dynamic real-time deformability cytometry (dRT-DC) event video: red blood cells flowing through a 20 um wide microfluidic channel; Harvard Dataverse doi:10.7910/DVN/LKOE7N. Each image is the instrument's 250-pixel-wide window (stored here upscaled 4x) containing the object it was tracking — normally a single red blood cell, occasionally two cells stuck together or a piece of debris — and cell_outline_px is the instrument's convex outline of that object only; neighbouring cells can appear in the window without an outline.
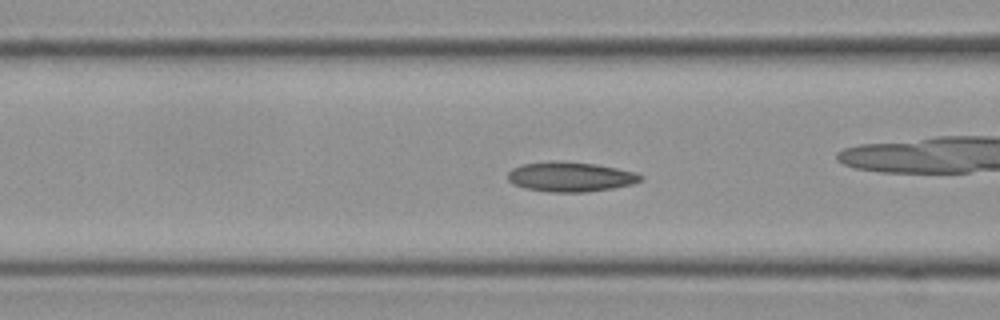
{"species": "Egyptian fruit bat (a non-hibernating species)", "species_latin": "Rousettus aegyptiacus", "temperature_condition": "cold", "stored_images_in_passage": 56, "camera_frame_rate_fps": 3000, "um_per_image_px": 0.085, "frame": {"image": 1, "passage_image": 21, "time_ms": 6.667, "image_size_px": [1000, 320], "cell_outline_px": [[644, 176], [640, 180], [632, 184], [612, 188], [584, 192], [548, 192], [524, 188], [512, 184], [508, 180], [508, 172], [512, 168], [524, 164], [556, 160], [596, 164], [636, 172]], "centroid_in_image_um": [48.46, 15.02], "position_along_channel_um": 118.1, "area_um2": 23.06}}
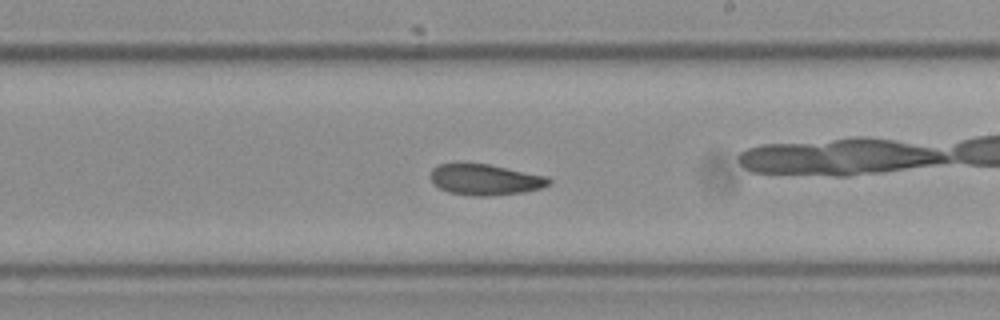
{"frame": {"image": 2, "passage_image": 32, "time_ms": 10.333, "image_size_px": [1000, 320], "cell_outline_px": [[552, 180], [548, 184], [540, 188], [524, 192], [488, 196], [472, 196], [448, 192], [440, 188], [428, 176], [432, 168], [440, 164], [488, 164], [548, 176]], "centroid_in_image_um": [41.24, 15.27], "position_along_channel_um": 247.8, "area_um2": 21.21}}
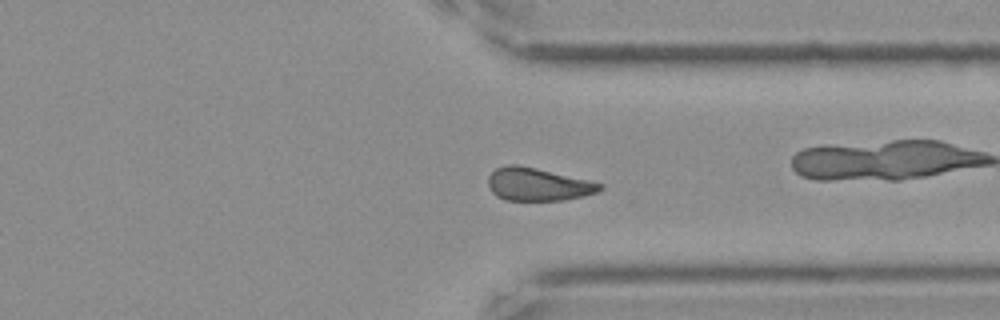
{"frame": {"image": 3, "passage_image": 42, "time_ms": 13.667, "image_size_px": [1000, 320], "cell_outline_px": [[604, 188], [596, 192], [584, 196], [564, 200], [504, 200], [496, 196], [488, 188], [488, 176], [496, 168], [508, 164], [516, 164], [536, 168], [604, 184]], "centroid_in_image_um": [45.69, 15.67], "position_along_channel_um": 365.7, "area_um2": 21.39}, "authors_computed_cell_mechanics": {"area_um2": 21.9351, "velocity_mm_per_s": 3.5327, "shape_relaxation_time_tau1_ms": 3.4655, "shape_relaxation_time_tau2_ms": 2.4312, "deformation_change_tau1": 0.0889, "deformation_change_tau2": 0.0599}}